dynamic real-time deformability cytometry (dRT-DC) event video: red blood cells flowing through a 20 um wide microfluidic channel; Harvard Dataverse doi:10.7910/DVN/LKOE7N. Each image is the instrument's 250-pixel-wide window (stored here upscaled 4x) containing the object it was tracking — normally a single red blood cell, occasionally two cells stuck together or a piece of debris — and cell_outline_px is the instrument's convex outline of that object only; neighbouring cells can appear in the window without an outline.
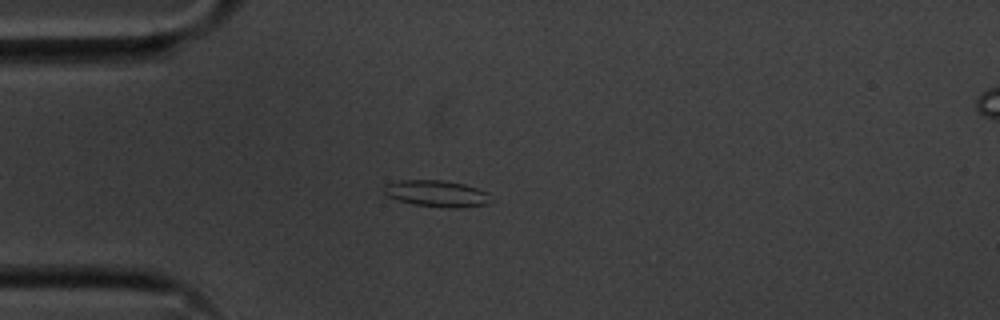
{"species": "common noctule bat (a hibernating species)", "species_latin": "Nyctalus noctula", "temperature_condition": "cold", "stored_images_in_passage": 51, "camera_frame_rate_fps": 3000, "um_per_image_px": 0.085, "animal": {"sex": "male", "body_mass_g": 20.1, "forearm_length_mm": 53.5}, "frame": {"image": 1, "passage_image": 10, "time_ms": 3.0, "image_size_px": [1000, 320], "cell_outline_px": [[488, 204], [456, 208], [448, 208], [412, 204], [388, 196], [384, 192], [384, 188], [388, 184], [400, 180], [440, 180], [464, 184], [488, 192]], "centroid_in_image_um": [37.12, 16.45], "position_along_channel_um": 47.9, "area_um2": 16.18}}
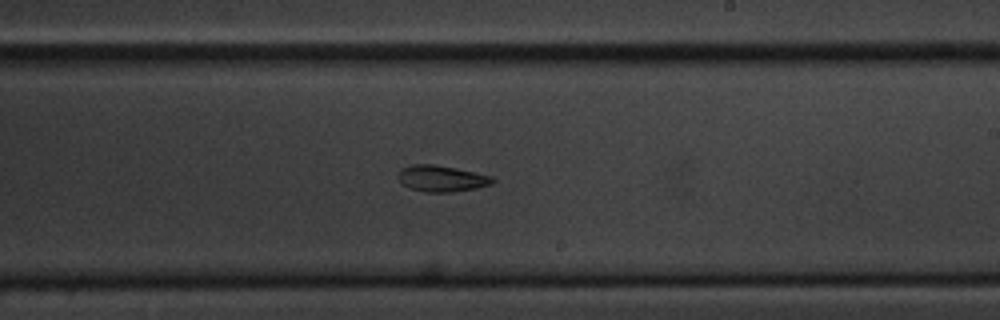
{"frame": {"image": 2, "passage_image": 28, "time_ms": 9.0, "image_size_px": [1000, 320], "cell_outline_px": [[496, 180], [492, 184], [476, 188], [452, 192], [424, 192], [408, 188], [396, 176], [400, 168], [412, 164], [432, 164], [456, 168], [492, 176]], "centroid_in_image_um": [37.51, 15.17], "position_along_channel_um": 251.5, "area_um2": 14.57}}
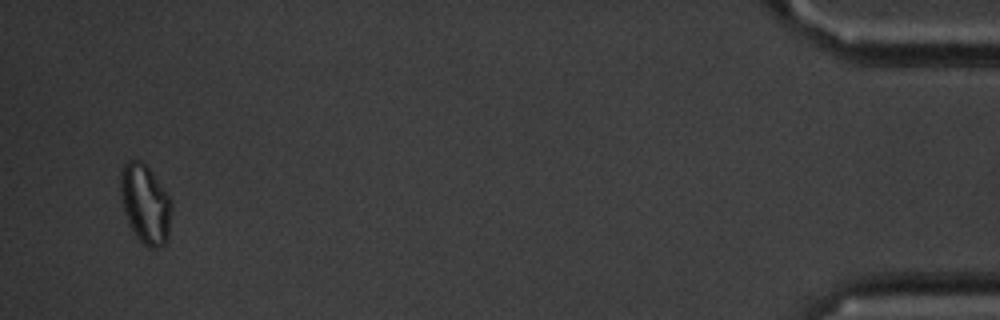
{"frame": {"image": 3, "passage_image": 49, "time_ms": 16.0, "image_size_px": [1000, 320], "cell_outline_px": [[172, 208], [168, 240], [160, 248], [148, 248], [136, 236], [128, 224], [124, 212], [120, 196], [120, 168], [128, 160], [140, 160], [148, 168], [168, 196], [172, 204]], "centroid_in_image_um": [12.33, 17.36], "position_along_channel_um": 422.9, "area_um2": 23.64}, "authors_computed_cell_mechanics": {"area_um2": 16.0106, "velocity_mm_per_s": 3.6072, "shape_relaxation_time_tau1_ms": null, "shape_relaxation_time_tau2_ms": 5.8614, "deformation_change_tau1": null, "deformation_change_tau2": 0.1058}}